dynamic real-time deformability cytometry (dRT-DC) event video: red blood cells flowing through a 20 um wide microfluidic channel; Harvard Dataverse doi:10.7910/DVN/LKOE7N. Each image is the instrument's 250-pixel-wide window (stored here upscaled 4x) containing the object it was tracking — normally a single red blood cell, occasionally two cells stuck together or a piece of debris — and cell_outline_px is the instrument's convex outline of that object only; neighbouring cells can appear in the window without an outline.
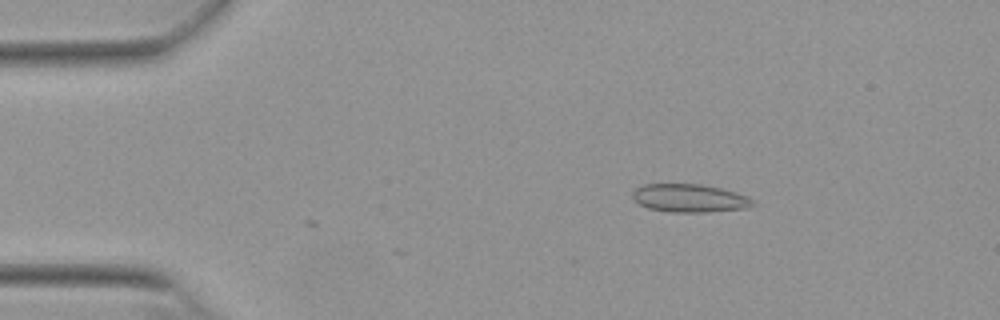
{"species": "Egyptian fruit bat (a non-hibernating species)", "species_latin": "Rousettus aegyptiacus", "temperature_condition": "warm", "stored_images_in_passage": 3, "camera_frame_rate_fps": 3000, "um_per_image_px": 0.085, "animal": {"sex": "female"}, "frame": {"image": 1, "passage_image": 1, "time_ms": 0.0, "image_size_px": [1000, 320], "cell_outline_px": [[756, 204], [748, 208], [708, 212], [668, 212], [648, 208], [632, 200], [632, 192], [636, 188], [644, 184], [700, 184], [720, 188], [736, 192], [748, 196], [756, 200]], "centroid_in_image_um": [58.64, 16.85], "position_along_channel_um": 26.4, "area_um2": 20.0}}